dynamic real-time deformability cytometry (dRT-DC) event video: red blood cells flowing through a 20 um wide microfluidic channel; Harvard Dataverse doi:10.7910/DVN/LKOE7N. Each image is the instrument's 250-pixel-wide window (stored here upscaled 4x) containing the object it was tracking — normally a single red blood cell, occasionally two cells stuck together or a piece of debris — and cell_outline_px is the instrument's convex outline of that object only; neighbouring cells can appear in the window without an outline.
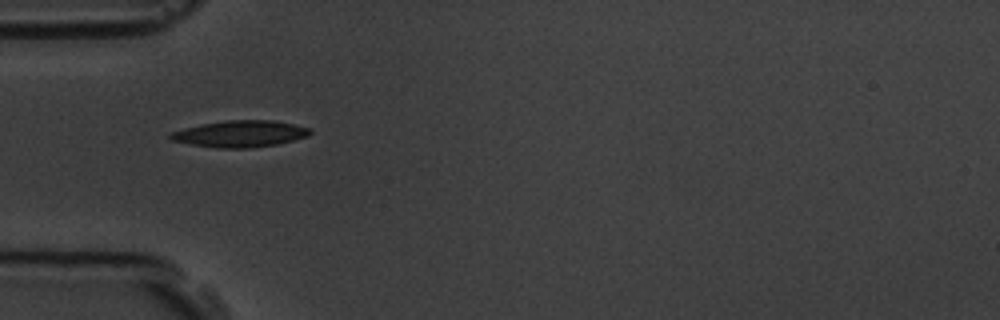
{"species": "common noctule bat (a hibernating species)", "species_latin": "Nyctalus noctula", "temperature_condition": "room temperature", "stored_images_in_passage": 6, "camera_frame_rate_fps": 3000, "um_per_image_px": 0.085, "animal": {"sex": "male", "body_mass_g": 19.5, "forearm_length_mm": 54.6}, "frame": {"image": 1, "passage_image": 1, "time_ms": 0.0, "image_size_px": [1000, 320], "cell_outline_px": [[312, 132], [308, 136], [276, 144], [248, 148], [216, 148], [192, 144], [172, 140], [168, 136], [172, 132], [184, 128], [200, 124], [224, 120], [272, 120], [312, 128]], "centroid_in_image_um": [20.42, 11.36], "position_along_channel_um": 64.6, "area_um2": 21.5}}
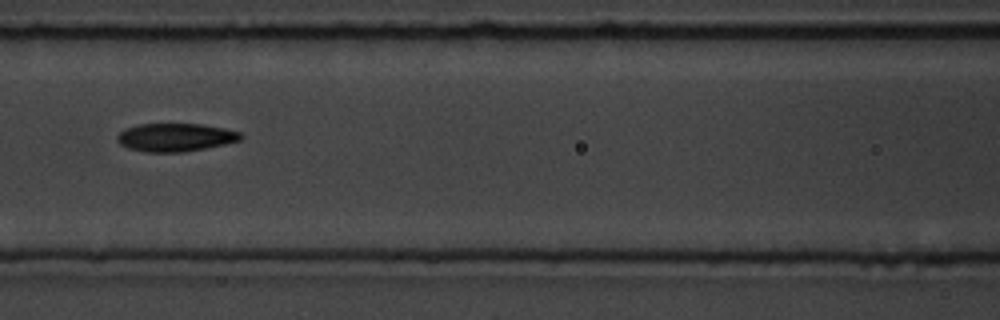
{"frame": {"image": 2, "passage_image": 3, "time_ms": 2.333, "image_size_px": [1000, 320], "cell_outline_px": [[244, 136], [240, 140], [224, 144], [204, 148], [180, 152], [148, 152], [128, 148], [120, 144], [116, 140], [116, 136], [124, 128], [140, 124], [200, 124], [224, 128], [240, 132]], "centroid_in_image_um": [14.88, 11.67], "position_along_channel_um": 151.7, "area_um2": 20.17}}
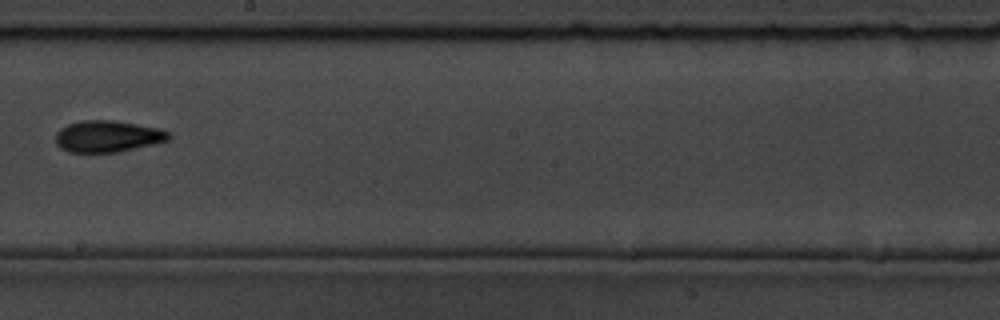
{"frame": {"image": 3, "passage_image": 5, "time_ms": 4.667, "image_size_px": [1000, 320], "cell_outline_px": [[172, 136], [168, 140], [156, 144], [116, 152], [68, 152], [60, 148], [56, 144], [56, 132], [60, 128], [68, 124], [80, 120], [116, 120], [160, 128], [168, 132]], "centroid_in_image_um": [9.15, 11.58], "position_along_channel_um": 239.0, "area_um2": 21.04}}